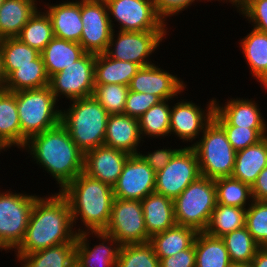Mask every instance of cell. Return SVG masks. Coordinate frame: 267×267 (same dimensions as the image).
<instances>
[{
	"instance_id": "36",
	"label": "cell",
	"mask_w": 267,
	"mask_h": 267,
	"mask_svg": "<svg viewBox=\"0 0 267 267\" xmlns=\"http://www.w3.org/2000/svg\"><path fill=\"white\" fill-rule=\"evenodd\" d=\"M17 38L22 43L41 53L54 38L50 17L44 10L39 8L23 26Z\"/></svg>"
},
{
	"instance_id": "35",
	"label": "cell",
	"mask_w": 267,
	"mask_h": 267,
	"mask_svg": "<svg viewBox=\"0 0 267 267\" xmlns=\"http://www.w3.org/2000/svg\"><path fill=\"white\" fill-rule=\"evenodd\" d=\"M245 208L216 204L211 213L205 233L213 237H223L225 234L245 226Z\"/></svg>"
},
{
	"instance_id": "47",
	"label": "cell",
	"mask_w": 267,
	"mask_h": 267,
	"mask_svg": "<svg viewBox=\"0 0 267 267\" xmlns=\"http://www.w3.org/2000/svg\"><path fill=\"white\" fill-rule=\"evenodd\" d=\"M183 146L180 145L179 148H173V146L171 147H166L165 145H163V148H161L162 146L157 147L158 149H155L153 151L149 150V151H139V155L143 158V160L155 171H159L161 169H163L168 163L169 161L172 159V157L175 155V153ZM172 148V149H171Z\"/></svg>"
},
{
	"instance_id": "4",
	"label": "cell",
	"mask_w": 267,
	"mask_h": 267,
	"mask_svg": "<svg viewBox=\"0 0 267 267\" xmlns=\"http://www.w3.org/2000/svg\"><path fill=\"white\" fill-rule=\"evenodd\" d=\"M70 104V105H69ZM61 109V124L85 154L104 145L109 114L93 97L74 99Z\"/></svg>"
},
{
	"instance_id": "8",
	"label": "cell",
	"mask_w": 267,
	"mask_h": 267,
	"mask_svg": "<svg viewBox=\"0 0 267 267\" xmlns=\"http://www.w3.org/2000/svg\"><path fill=\"white\" fill-rule=\"evenodd\" d=\"M38 196L10 188L0 190V252L10 253L23 241Z\"/></svg>"
},
{
	"instance_id": "40",
	"label": "cell",
	"mask_w": 267,
	"mask_h": 267,
	"mask_svg": "<svg viewBox=\"0 0 267 267\" xmlns=\"http://www.w3.org/2000/svg\"><path fill=\"white\" fill-rule=\"evenodd\" d=\"M116 267H160L150 242L121 245Z\"/></svg>"
},
{
	"instance_id": "23",
	"label": "cell",
	"mask_w": 267,
	"mask_h": 267,
	"mask_svg": "<svg viewBox=\"0 0 267 267\" xmlns=\"http://www.w3.org/2000/svg\"><path fill=\"white\" fill-rule=\"evenodd\" d=\"M239 42L251 76L260 82L261 88L267 89V33L251 28Z\"/></svg>"
},
{
	"instance_id": "44",
	"label": "cell",
	"mask_w": 267,
	"mask_h": 267,
	"mask_svg": "<svg viewBox=\"0 0 267 267\" xmlns=\"http://www.w3.org/2000/svg\"><path fill=\"white\" fill-rule=\"evenodd\" d=\"M236 11L251 27L267 33V0H246Z\"/></svg>"
},
{
	"instance_id": "48",
	"label": "cell",
	"mask_w": 267,
	"mask_h": 267,
	"mask_svg": "<svg viewBox=\"0 0 267 267\" xmlns=\"http://www.w3.org/2000/svg\"><path fill=\"white\" fill-rule=\"evenodd\" d=\"M160 267H195L194 244L176 253L174 256L165 257L160 260Z\"/></svg>"
},
{
	"instance_id": "14",
	"label": "cell",
	"mask_w": 267,
	"mask_h": 267,
	"mask_svg": "<svg viewBox=\"0 0 267 267\" xmlns=\"http://www.w3.org/2000/svg\"><path fill=\"white\" fill-rule=\"evenodd\" d=\"M104 232L121 245L150 242L141 201L114 198L110 221Z\"/></svg>"
},
{
	"instance_id": "6",
	"label": "cell",
	"mask_w": 267,
	"mask_h": 267,
	"mask_svg": "<svg viewBox=\"0 0 267 267\" xmlns=\"http://www.w3.org/2000/svg\"><path fill=\"white\" fill-rule=\"evenodd\" d=\"M191 147L197 155L201 176L213 180L231 177L236 151L224 129L214 119Z\"/></svg>"
},
{
	"instance_id": "3",
	"label": "cell",
	"mask_w": 267,
	"mask_h": 267,
	"mask_svg": "<svg viewBox=\"0 0 267 267\" xmlns=\"http://www.w3.org/2000/svg\"><path fill=\"white\" fill-rule=\"evenodd\" d=\"M60 193L69 203L77 233L105 230L114 201L113 187L82 172Z\"/></svg>"
},
{
	"instance_id": "20",
	"label": "cell",
	"mask_w": 267,
	"mask_h": 267,
	"mask_svg": "<svg viewBox=\"0 0 267 267\" xmlns=\"http://www.w3.org/2000/svg\"><path fill=\"white\" fill-rule=\"evenodd\" d=\"M58 2L42 4V9L51 19L54 37L79 43L83 29L81 0Z\"/></svg>"
},
{
	"instance_id": "17",
	"label": "cell",
	"mask_w": 267,
	"mask_h": 267,
	"mask_svg": "<svg viewBox=\"0 0 267 267\" xmlns=\"http://www.w3.org/2000/svg\"><path fill=\"white\" fill-rule=\"evenodd\" d=\"M156 172L139 155H130L113 186L114 198L141 201L155 192Z\"/></svg>"
},
{
	"instance_id": "55",
	"label": "cell",
	"mask_w": 267,
	"mask_h": 267,
	"mask_svg": "<svg viewBox=\"0 0 267 267\" xmlns=\"http://www.w3.org/2000/svg\"><path fill=\"white\" fill-rule=\"evenodd\" d=\"M3 2H4V0H0V7L2 6Z\"/></svg>"
},
{
	"instance_id": "50",
	"label": "cell",
	"mask_w": 267,
	"mask_h": 267,
	"mask_svg": "<svg viewBox=\"0 0 267 267\" xmlns=\"http://www.w3.org/2000/svg\"><path fill=\"white\" fill-rule=\"evenodd\" d=\"M251 263L254 267H267V247H260Z\"/></svg>"
},
{
	"instance_id": "19",
	"label": "cell",
	"mask_w": 267,
	"mask_h": 267,
	"mask_svg": "<svg viewBox=\"0 0 267 267\" xmlns=\"http://www.w3.org/2000/svg\"><path fill=\"white\" fill-rule=\"evenodd\" d=\"M130 155L108 146H99L84 154V173L113 187Z\"/></svg>"
},
{
	"instance_id": "52",
	"label": "cell",
	"mask_w": 267,
	"mask_h": 267,
	"mask_svg": "<svg viewBox=\"0 0 267 267\" xmlns=\"http://www.w3.org/2000/svg\"><path fill=\"white\" fill-rule=\"evenodd\" d=\"M215 2L218 1L222 4L226 3L228 5V3L231 4V6H233V8L236 10L241 4H243L246 0H214Z\"/></svg>"
},
{
	"instance_id": "51",
	"label": "cell",
	"mask_w": 267,
	"mask_h": 267,
	"mask_svg": "<svg viewBox=\"0 0 267 267\" xmlns=\"http://www.w3.org/2000/svg\"><path fill=\"white\" fill-rule=\"evenodd\" d=\"M6 77L3 72L2 54L0 51V91L5 90Z\"/></svg>"
},
{
	"instance_id": "10",
	"label": "cell",
	"mask_w": 267,
	"mask_h": 267,
	"mask_svg": "<svg viewBox=\"0 0 267 267\" xmlns=\"http://www.w3.org/2000/svg\"><path fill=\"white\" fill-rule=\"evenodd\" d=\"M187 90L180 93V99L171 105L169 129V137L172 135L178 138L177 141L184 143V147L186 143L187 147L192 146L199 139L205 127L213 120L215 111V97L209 99L203 106L205 108H201V104L181 97Z\"/></svg>"
},
{
	"instance_id": "2",
	"label": "cell",
	"mask_w": 267,
	"mask_h": 267,
	"mask_svg": "<svg viewBox=\"0 0 267 267\" xmlns=\"http://www.w3.org/2000/svg\"><path fill=\"white\" fill-rule=\"evenodd\" d=\"M20 151L30 154L28 159L52 176L59 192L84 172V153L61 123L30 137Z\"/></svg>"
},
{
	"instance_id": "26",
	"label": "cell",
	"mask_w": 267,
	"mask_h": 267,
	"mask_svg": "<svg viewBox=\"0 0 267 267\" xmlns=\"http://www.w3.org/2000/svg\"><path fill=\"white\" fill-rule=\"evenodd\" d=\"M267 166V136L257 144L236 151L231 177L252 187L260 172Z\"/></svg>"
},
{
	"instance_id": "34",
	"label": "cell",
	"mask_w": 267,
	"mask_h": 267,
	"mask_svg": "<svg viewBox=\"0 0 267 267\" xmlns=\"http://www.w3.org/2000/svg\"><path fill=\"white\" fill-rule=\"evenodd\" d=\"M49 86V77L41 54L35 59V65L19 66L6 77L5 90L18 92Z\"/></svg>"
},
{
	"instance_id": "39",
	"label": "cell",
	"mask_w": 267,
	"mask_h": 267,
	"mask_svg": "<svg viewBox=\"0 0 267 267\" xmlns=\"http://www.w3.org/2000/svg\"><path fill=\"white\" fill-rule=\"evenodd\" d=\"M226 245L231 262L250 263L260 248L246 226L221 237Z\"/></svg>"
},
{
	"instance_id": "15",
	"label": "cell",
	"mask_w": 267,
	"mask_h": 267,
	"mask_svg": "<svg viewBox=\"0 0 267 267\" xmlns=\"http://www.w3.org/2000/svg\"><path fill=\"white\" fill-rule=\"evenodd\" d=\"M83 29L79 44L86 53H105L111 38L112 27L105 0H81Z\"/></svg>"
},
{
	"instance_id": "7",
	"label": "cell",
	"mask_w": 267,
	"mask_h": 267,
	"mask_svg": "<svg viewBox=\"0 0 267 267\" xmlns=\"http://www.w3.org/2000/svg\"><path fill=\"white\" fill-rule=\"evenodd\" d=\"M173 201L176 224L205 231L217 204L214 180L200 176Z\"/></svg>"
},
{
	"instance_id": "13",
	"label": "cell",
	"mask_w": 267,
	"mask_h": 267,
	"mask_svg": "<svg viewBox=\"0 0 267 267\" xmlns=\"http://www.w3.org/2000/svg\"><path fill=\"white\" fill-rule=\"evenodd\" d=\"M200 176L199 161L194 149L183 146L163 169L156 172L155 192L174 200Z\"/></svg>"
},
{
	"instance_id": "28",
	"label": "cell",
	"mask_w": 267,
	"mask_h": 267,
	"mask_svg": "<svg viewBox=\"0 0 267 267\" xmlns=\"http://www.w3.org/2000/svg\"><path fill=\"white\" fill-rule=\"evenodd\" d=\"M85 53L79 43L54 37L40 54L50 78L80 59Z\"/></svg>"
},
{
	"instance_id": "16",
	"label": "cell",
	"mask_w": 267,
	"mask_h": 267,
	"mask_svg": "<svg viewBox=\"0 0 267 267\" xmlns=\"http://www.w3.org/2000/svg\"><path fill=\"white\" fill-rule=\"evenodd\" d=\"M91 238L100 242L93 244ZM120 248L121 244L104 231L81 232L76 237L74 263L77 267H116Z\"/></svg>"
},
{
	"instance_id": "49",
	"label": "cell",
	"mask_w": 267,
	"mask_h": 267,
	"mask_svg": "<svg viewBox=\"0 0 267 267\" xmlns=\"http://www.w3.org/2000/svg\"><path fill=\"white\" fill-rule=\"evenodd\" d=\"M251 189L254 200L267 198V166L260 172Z\"/></svg>"
},
{
	"instance_id": "42",
	"label": "cell",
	"mask_w": 267,
	"mask_h": 267,
	"mask_svg": "<svg viewBox=\"0 0 267 267\" xmlns=\"http://www.w3.org/2000/svg\"><path fill=\"white\" fill-rule=\"evenodd\" d=\"M129 87L120 84H95L92 96L109 115L123 114Z\"/></svg>"
},
{
	"instance_id": "43",
	"label": "cell",
	"mask_w": 267,
	"mask_h": 267,
	"mask_svg": "<svg viewBox=\"0 0 267 267\" xmlns=\"http://www.w3.org/2000/svg\"><path fill=\"white\" fill-rule=\"evenodd\" d=\"M245 226L259 247H267V202L254 200L246 210Z\"/></svg>"
},
{
	"instance_id": "54",
	"label": "cell",
	"mask_w": 267,
	"mask_h": 267,
	"mask_svg": "<svg viewBox=\"0 0 267 267\" xmlns=\"http://www.w3.org/2000/svg\"><path fill=\"white\" fill-rule=\"evenodd\" d=\"M4 151L7 153V151L2 147V145L0 144V154L2 153H4Z\"/></svg>"
},
{
	"instance_id": "21",
	"label": "cell",
	"mask_w": 267,
	"mask_h": 267,
	"mask_svg": "<svg viewBox=\"0 0 267 267\" xmlns=\"http://www.w3.org/2000/svg\"><path fill=\"white\" fill-rule=\"evenodd\" d=\"M144 142L137 118L125 114L108 116L104 139L105 146L124 151L129 155H136Z\"/></svg>"
},
{
	"instance_id": "30",
	"label": "cell",
	"mask_w": 267,
	"mask_h": 267,
	"mask_svg": "<svg viewBox=\"0 0 267 267\" xmlns=\"http://www.w3.org/2000/svg\"><path fill=\"white\" fill-rule=\"evenodd\" d=\"M76 243L48 247L26 255H14L20 267H72Z\"/></svg>"
},
{
	"instance_id": "1",
	"label": "cell",
	"mask_w": 267,
	"mask_h": 267,
	"mask_svg": "<svg viewBox=\"0 0 267 267\" xmlns=\"http://www.w3.org/2000/svg\"><path fill=\"white\" fill-rule=\"evenodd\" d=\"M71 210L67 199L58 191L36 198L23 241L15 255H26L66 243H76Z\"/></svg>"
},
{
	"instance_id": "53",
	"label": "cell",
	"mask_w": 267,
	"mask_h": 267,
	"mask_svg": "<svg viewBox=\"0 0 267 267\" xmlns=\"http://www.w3.org/2000/svg\"><path fill=\"white\" fill-rule=\"evenodd\" d=\"M231 267H254L252 263H234Z\"/></svg>"
},
{
	"instance_id": "45",
	"label": "cell",
	"mask_w": 267,
	"mask_h": 267,
	"mask_svg": "<svg viewBox=\"0 0 267 267\" xmlns=\"http://www.w3.org/2000/svg\"><path fill=\"white\" fill-rule=\"evenodd\" d=\"M162 101L158 96L149 93H138L129 90L124 113L130 117L139 118L153 105Z\"/></svg>"
},
{
	"instance_id": "46",
	"label": "cell",
	"mask_w": 267,
	"mask_h": 267,
	"mask_svg": "<svg viewBox=\"0 0 267 267\" xmlns=\"http://www.w3.org/2000/svg\"><path fill=\"white\" fill-rule=\"evenodd\" d=\"M155 4L156 11L158 15L165 21L166 24L169 25L167 22L170 21L171 17L175 15V17L183 13L182 11L187 10L189 7L203 1L205 3L211 2L214 0H153ZM207 1V2H206ZM169 18V19H168Z\"/></svg>"
},
{
	"instance_id": "24",
	"label": "cell",
	"mask_w": 267,
	"mask_h": 267,
	"mask_svg": "<svg viewBox=\"0 0 267 267\" xmlns=\"http://www.w3.org/2000/svg\"><path fill=\"white\" fill-rule=\"evenodd\" d=\"M41 3L40 0H4L0 7V40L17 38Z\"/></svg>"
},
{
	"instance_id": "25",
	"label": "cell",
	"mask_w": 267,
	"mask_h": 267,
	"mask_svg": "<svg viewBox=\"0 0 267 267\" xmlns=\"http://www.w3.org/2000/svg\"><path fill=\"white\" fill-rule=\"evenodd\" d=\"M141 205L147 234L150 237L176 224L173 199L153 192L141 200Z\"/></svg>"
},
{
	"instance_id": "11",
	"label": "cell",
	"mask_w": 267,
	"mask_h": 267,
	"mask_svg": "<svg viewBox=\"0 0 267 267\" xmlns=\"http://www.w3.org/2000/svg\"><path fill=\"white\" fill-rule=\"evenodd\" d=\"M105 3L113 30H169L153 0H105Z\"/></svg>"
},
{
	"instance_id": "18",
	"label": "cell",
	"mask_w": 267,
	"mask_h": 267,
	"mask_svg": "<svg viewBox=\"0 0 267 267\" xmlns=\"http://www.w3.org/2000/svg\"><path fill=\"white\" fill-rule=\"evenodd\" d=\"M161 67L158 62L141 67L131 79L129 90L156 95L161 100L178 99V95L187 88V83L178 74H172V70L169 72Z\"/></svg>"
},
{
	"instance_id": "32",
	"label": "cell",
	"mask_w": 267,
	"mask_h": 267,
	"mask_svg": "<svg viewBox=\"0 0 267 267\" xmlns=\"http://www.w3.org/2000/svg\"><path fill=\"white\" fill-rule=\"evenodd\" d=\"M141 67L128 61L108 57L105 53L95 55V84H120L128 86Z\"/></svg>"
},
{
	"instance_id": "5",
	"label": "cell",
	"mask_w": 267,
	"mask_h": 267,
	"mask_svg": "<svg viewBox=\"0 0 267 267\" xmlns=\"http://www.w3.org/2000/svg\"><path fill=\"white\" fill-rule=\"evenodd\" d=\"M49 86L16 92V104L21 127V150L26 141L61 123L62 104Z\"/></svg>"
},
{
	"instance_id": "41",
	"label": "cell",
	"mask_w": 267,
	"mask_h": 267,
	"mask_svg": "<svg viewBox=\"0 0 267 267\" xmlns=\"http://www.w3.org/2000/svg\"><path fill=\"white\" fill-rule=\"evenodd\" d=\"M213 119L224 129L235 151L257 144L267 136V128H243L230 125L216 110Z\"/></svg>"
},
{
	"instance_id": "22",
	"label": "cell",
	"mask_w": 267,
	"mask_h": 267,
	"mask_svg": "<svg viewBox=\"0 0 267 267\" xmlns=\"http://www.w3.org/2000/svg\"><path fill=\"white\" fill-rule=\"evenodd\" d=\"M218 100V101H217ZM215 98V110L232 126L267 128L261 107L254 98L228 97L225 103Z\"/></svg>"
},
{
	"instance_id": "31",
	"label": "cell",
	"mask_w": 267,
	"mask_h": 267,
	"mask_svg": "<svg viewBox=\"0 0 267 267\" xmlns=\"http://www.w3.org/2000/svg\"><path fill=\"white\" fill-rule=\"evenodd\" d=\"M195 267H231L232 262L221 237L198 232L195 241Z\"/></svg>"
},
{
	"instance_id": "37",
	"label": "cell",
	"mask_w": 267,
	"mask_h": 267,
	"mask_svg": "<svg viewBox=\"0 0 267 267\" xmlns=\"http://www.w3.org/2000/svg\"><path fill=\"white\" fill-rule=\"evenodd\" d=\"M0 51L5 77L19 66L35 65V59L40 55V52L22 43L18 38L0 40Z\"/></svg>"
},
{
	"instance_id": "9",
	"label": "cell",
	"mask_w": 267,
	"mask_h": 267,
	"mask_svg": "<svg viewBox=\"0 0 267 267\" xmlns=\"http://www.w3.org/2000/svg\"><path fill=\"white\" fill-rule=\"evenodd\" d=\"M170 30L120 31L113 30L105 54L116 60L134 62L146 67L156 62L152 58ZM168 35V36H166ZM154 54V55H152ZM150 57V58H149Z\"/></svg>"
},
{
	"instance_id": "27",
	"label": "cell",
	"mask_w": 267,
	"mask_h": 267,
	"mask_svg": "<svg viewBox=\"0 0 267 267\" xmlns=\"http://www.w3.org/2000/svg\"><path fill=\"white\" fill-rule=\"evenodd\" d=\"M0 144L6 151L11 147L21 150L16 92L0 91Z\"/></svg>"
},
{
	"instance_id": "29",
	"label": "cell",
	"mask_w": 267,
	"mask_h": 267,
	"mask_svg": "<svg viewBox=\"0 0 267 267\" xmlns=\"http://www.w3.org/2000/svg\"><path fill=\"white\" fill-rule=\"evenodd\" d=\"M197 234L198 231L194 228L175 224L164 232L154 234L150 238V243L155 254L161 260L190 248L194 244Z\"/></svg>"
},
{
	"instance_id": "38",
	"label": "cell",
	"mask_w": 267,
	"mask_h": 267,
	"mask_svg": "<svg viewBox=\"0 0 267 267\" xmlns=\"http://www.w3.org/2000/svg\"><path fill=\"white\" fill-rule=\"evenodd\" d=\"M217 204L247 209L254 201L251 186L233 177L214 180Z\"/></svg>"
},
{
	"instance_id": "33",
	"label": "cell",
	"mask_w": 267,
	"mask_h": 267,
	"mask_svg": "<svg viewBox=\"0 0 267 267\" xmlns=\"http://www.w3.org/2000/svg\"><path fill=\"white\" fill-rule=\"evenodd\" d=\"M174 101L175 99L162 100L138 118L140 134L143 141L146 138L148 141L150 137V140L153 138L155 141L157 138L160 140H163L167 136L169 138L170 104Z\"/></svg>"
},
{
	"instance_id": "12",
	"label": "cell",
	"mask_w": 267,
	"mask_h": 267,
	"mask_svg": "<svg viewBox=\"0 0 267 267\" xmlns=\"http://www.w3.org/2000/svg\"><path fill=\"white\" fill-rule=\"evenodd\" d=\"M95 54L85 53L80 59L49 78V87L55 98L68 103L90 97L95 87Z\"/></svg>"
}]
</instances>
